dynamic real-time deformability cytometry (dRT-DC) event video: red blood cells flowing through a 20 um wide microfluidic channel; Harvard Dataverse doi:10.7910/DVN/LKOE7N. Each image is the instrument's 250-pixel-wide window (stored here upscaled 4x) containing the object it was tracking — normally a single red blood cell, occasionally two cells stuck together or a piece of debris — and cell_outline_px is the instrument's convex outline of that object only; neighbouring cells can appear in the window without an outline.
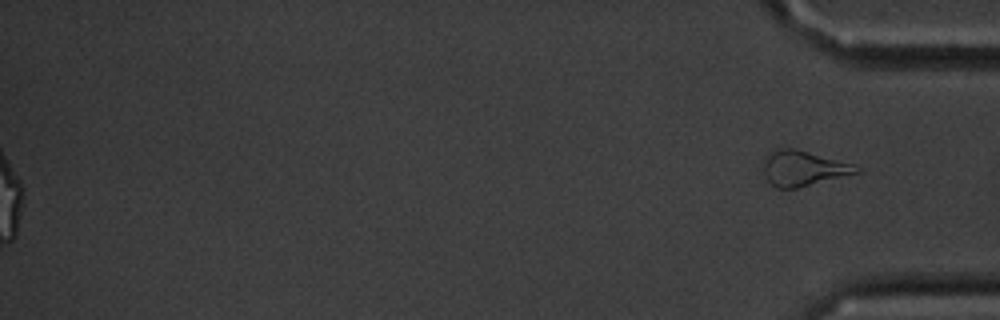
{"species": "common noctule bat (a hibernating species)", "species_latin": "Nyctalus noctula", "temperature_condition": "cold", "stored_images_in_passage": 59, "segment_of_instrument_passage": [2, 2], "camera_frame_rate_fps": 3000, "um_per_image_px": 0.085, "animal": {"sex": "male", "body_mass_g": 20.1, "forearm_length_mm": 53.5}, "frame": {"image": 1, "passage_image": 59, "time_ms": 19.333, "image_size_px": [1000, 320], "cell_outline_px": [[864, 172], [796, 188], [776, 188], [768, 180], [760, 164], [764, 156], [772, 148], [792, 148], [852, 164], [860, 168]], "centroid_in_image_um": [68.23, 14.3], "position_along_channel_um": 367.0, "area_um2": 19.25}}